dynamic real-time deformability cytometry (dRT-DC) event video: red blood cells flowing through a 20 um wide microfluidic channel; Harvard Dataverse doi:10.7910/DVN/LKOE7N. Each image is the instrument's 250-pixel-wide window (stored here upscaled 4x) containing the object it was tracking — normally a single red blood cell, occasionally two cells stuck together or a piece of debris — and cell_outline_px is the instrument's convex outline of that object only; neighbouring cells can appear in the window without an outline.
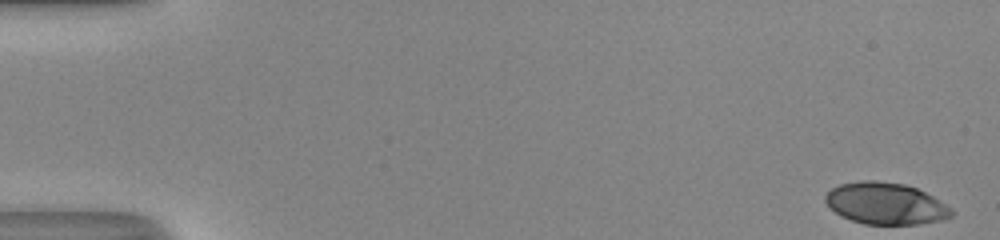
{"species": "human", "species_latin": "Homo sapiens", "temperature_condition": "room temperature", "stored_images_in_passage": 42, "camera_frame_rate_fps": 3000, "um_per_image_px": 0.085, "donor": {"sex": "male"}, "frame": {"image": 1, "passage_image": 1, "time_ms": 0.0, "image_size_px": [1000, 240], "cell_outline_px": [[956, 212], [952, 216], [940, 220], [920, 224], [864, 224], [840, 216], [824, 200], [824, 196], [832, 188], [840, 184], [864, 180], [876, 180], [904, 184], [916, 188], [932, 196], [952, 208]], "centroid_in_image_um": [75.29, 17.3], "position_along_channel_um": 9.7, "area_um2": 30.58}, "authors_computed_cell_mechanics": {"area_um2": 31.5877, "velocity_mm_per_s": 4.1512, "shape_relaxation_time_tau1_ms": null, "shape_relaxation_time_tau2_ms": 1.1323, "deformation_change_tau1": null, "deformation_change_tau2": 0.0725}}